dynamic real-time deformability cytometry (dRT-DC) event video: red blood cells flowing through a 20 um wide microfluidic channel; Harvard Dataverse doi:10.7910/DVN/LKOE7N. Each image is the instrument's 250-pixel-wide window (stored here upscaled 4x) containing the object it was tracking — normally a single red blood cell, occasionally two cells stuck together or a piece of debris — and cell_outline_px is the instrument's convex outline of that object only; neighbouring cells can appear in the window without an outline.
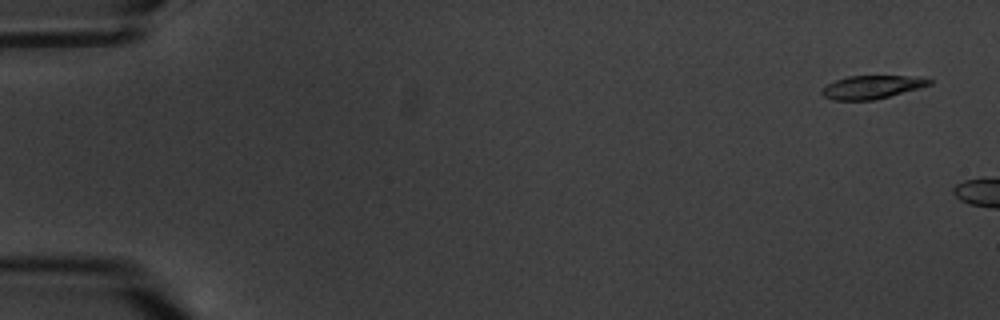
{"species": "common noctule bat (a hibernating species)", "species_latin": "Nyctalus noctula", "temperature_condition": "warm", "stored_images_in_passage": 3, "camera_frame_rate_fps": 3000, "um_per_image_px": 0.085, "animal": {"sex": "male", "body_mass_g": 20.1, "forearm_length_mm": 53.5}, "frame": {"image": 1, "passage_image": 1, "time_ms": 0.0, "image_size_px": [1000, 320], "cell_outline_px": [[932, 84], [920, 88], [872, 100], [832, 100], [824, 96], [820, 92], [828, 84], [836, 80], [848, 76], [908, 76], [932, 80]], "centroid_in_image_um": [74.09, 7.4], "position_along_channel_um": 10.9, "area_um2": 14.28}}